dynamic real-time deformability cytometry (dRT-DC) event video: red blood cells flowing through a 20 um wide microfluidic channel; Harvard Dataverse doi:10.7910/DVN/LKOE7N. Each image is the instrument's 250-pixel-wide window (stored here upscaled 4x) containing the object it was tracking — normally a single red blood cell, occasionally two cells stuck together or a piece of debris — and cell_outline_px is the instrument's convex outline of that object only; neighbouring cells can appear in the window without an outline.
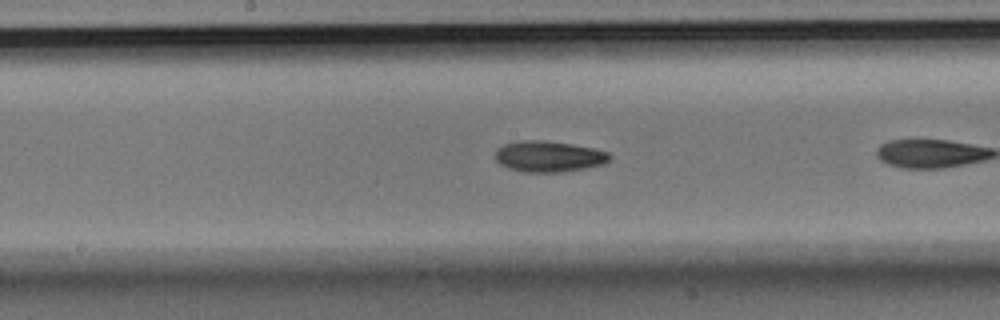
{"species": "Egyptian fruit bat (a non-hibernating species)", "species_latin": "Rousettus aegyptiacus", "temperature_condition": "room temperature", "stored_images_in_passage": 27, "camera_frame_rate_fps": 3000, "um_per_image_px": 0.085, "animal": {"sex": "male"}, "frame": {"image": 1, "passage_image": 12, "time_ms": 3.667, "image_size_px": [1000, 320], "cell_outline_px": [[612, 156], [604, 164], [588, 168], [560, 172], [524, 172], [508, 168], [500, 164], [496, 160], [496, 148], [504, 144], [516, 140], [544, 140], [572, 144], [596, 148], [608, 152]], "centroid_in_image_um": [46.65, 13.29], "position_along_channel_um": 201.5, "area_um2": 20.92}}